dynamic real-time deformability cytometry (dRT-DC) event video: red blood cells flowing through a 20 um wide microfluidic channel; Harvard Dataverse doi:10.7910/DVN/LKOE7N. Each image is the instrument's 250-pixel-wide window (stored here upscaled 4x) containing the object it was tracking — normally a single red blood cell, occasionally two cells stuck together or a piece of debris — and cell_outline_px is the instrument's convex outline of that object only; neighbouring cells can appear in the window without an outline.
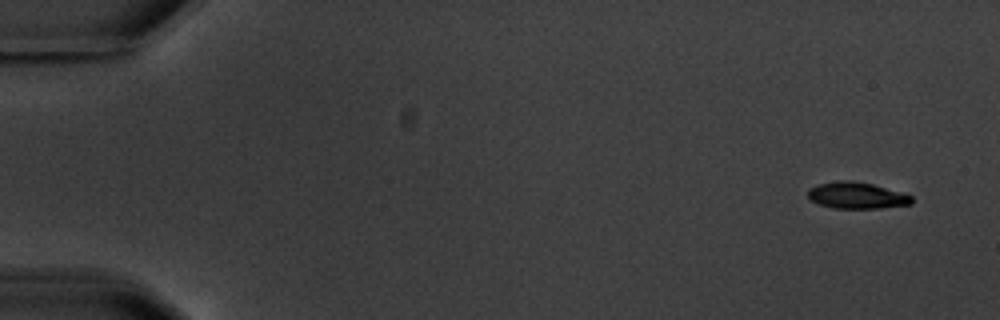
{"species": "common noctule bat (a hibernating species)", "species_latin": "Nyctalus noctula", "temperature_condition": "warm", "stored_images_in_passage": 5, "camera_frame_rate_fps": 3000, "um_per_image_px": 0.085, "animal": {"sex": "male", "body_mass_g": 20.1, "forearm_length_mm": 53.5}, "frame": {"image": 1, "passage_image": 1, "time_ms": 0.0, "image_size_px": [1000, 320], "cell_outline_px": [[912, 204], [880, 208], [832, 208], [820, 204], [812, 200], [808, 196], [808, 188], [816, 184], [840, 180], [852, 180], [872, 184], [900, 192], [912, 196]], "centroid_in_image_um": [72.79, 16.6], "position_along_channel_um": 12.2, "area_um2": 15.95}}
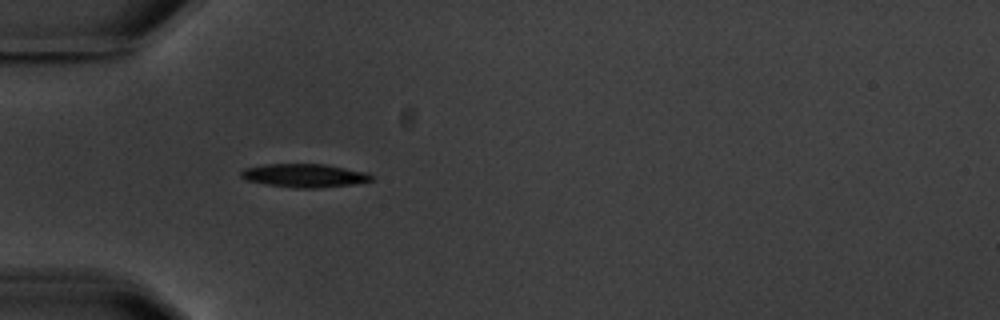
{"frame": {"image": 2, "passage_image": 5, "time_ms": 5.0, "image_size_px": [1000, 320], "cell_outline_px": [[372, 180], [356, 184], [320, 188], [292, 188], [264, 184], [244, 180], [240, 176], [240, 172], [244, 168], [264, 164], [324, 164], [368, 172], [372, 176]], "centroid_in_image_um": [25.85, 14.93], "position_along_channel_um": 59.2, "area_um2": 18.09}}